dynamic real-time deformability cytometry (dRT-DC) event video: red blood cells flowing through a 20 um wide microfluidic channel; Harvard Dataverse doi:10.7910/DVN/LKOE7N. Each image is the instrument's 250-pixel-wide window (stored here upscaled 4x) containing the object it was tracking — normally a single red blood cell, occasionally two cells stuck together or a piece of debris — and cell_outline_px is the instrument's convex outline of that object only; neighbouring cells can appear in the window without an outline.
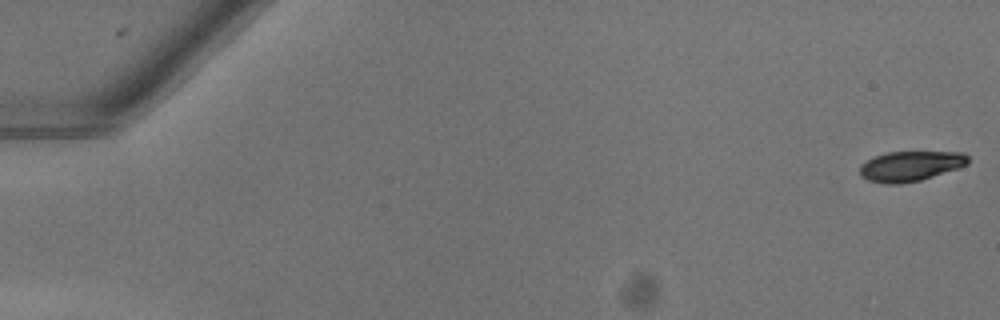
{"species": "common noctule bat (a hibernating species)", "species_latin": "Nyctalus noctula", "temperature_condition": "warm", "stored_images_in_passage": 52, "camera_frame_rate_fps": 3000, "um_per_image_px": 0.085, "animal": {"sex": "female"}, "frame": {"image": 1, "passage_image": 1, "time_ms": 0.0, "image_size_px": [1000, 320], "cell_outline_px": [[968, 164], [920, 180], [900, 184], [888, 184], [868, 180], [860, 176], [860, 164], [876, 156], [888, 152], [964, 152], [968, 156]], "centroid_in_image_um": [77.37, 14.11], "position_along_channel_um": 7.6, "area_um2": 18.73}}
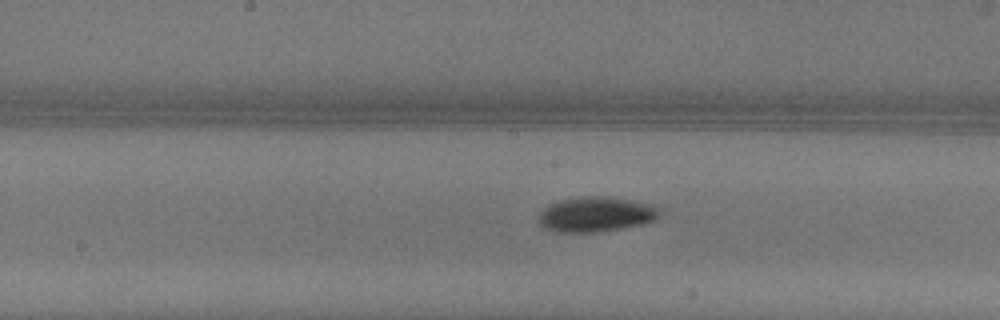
{"frame": {"image": 2, "passage_image": 28, "time_ms": 9.0, "image_size_px": [1000, 320], "cell_outline_px": [[660, 212], [652, 220], [640, 224], [592, 232], [556, 232], [544, 228], [540, 224], [540, 212], [548, 204], [560, 200], [580, 196], [608, 196], [648, 204], [660, 208]], "centroid_in_image_um": [50.58, 18.2], "position_along_channel_um": 197.6, "area_um2": 24.16}}
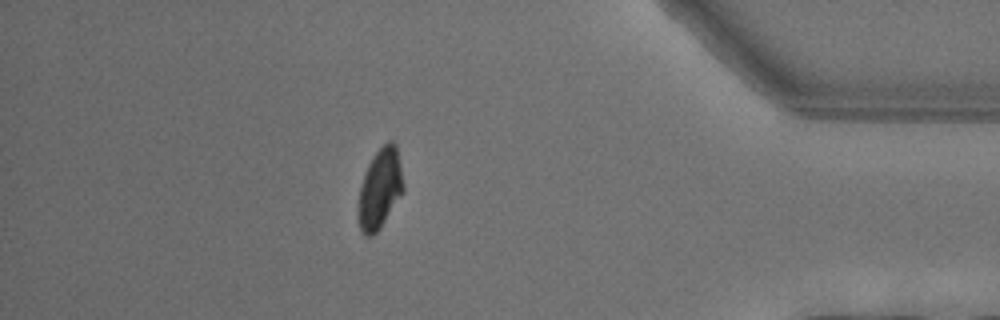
{"frame": {"image": 3, "passage_image": 46, "time_ms": 15.0, "image_size_px": [1000, 320], "cell_outline_px": [[404, 192], [380, 228], [372, 236], [364, 236], [360, 232], [356, 208], [360, 188], [368, 164], [372, 156], [388, 140], [392, 140], [396, 144], [404, 184]], "centroid_in_image_um": [32.28, 16.07], "position_along_channel_um": 402.9, "area_um2": 21.33}, "authors_computed_cell_mechanics": {"area_um2": 21.8195, "velocity_mm_per_s": 4.0604, "shape_relaxation_time_tau1_ms": 2.7106, "shape_relaxation_time_tau2_ms": null, "deformation_change_tau1": 0.1363, "deformation_change_tau2": null}}